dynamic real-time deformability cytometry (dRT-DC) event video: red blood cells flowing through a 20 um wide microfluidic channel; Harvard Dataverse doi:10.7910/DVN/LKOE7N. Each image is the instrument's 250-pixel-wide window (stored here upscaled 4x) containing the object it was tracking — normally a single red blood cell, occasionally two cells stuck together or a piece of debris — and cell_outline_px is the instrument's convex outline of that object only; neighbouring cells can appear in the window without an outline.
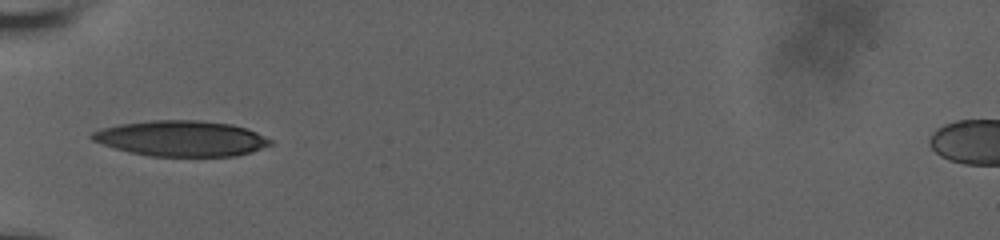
{"species": "human", "species_latin": "Homo sapiens", "temperature_condition": "room temperature", "stored_images_in_passage": 13, "camera_frame_rate_fps": 3000, "um_per_image_px": 0.085, "donor": {"sex": "male"}, "frame": {"image": 1, "passage_image": 1, "time_ms": 0.0, "image_size_px": [1000, 240], "cell_outline_px": [[272, 144], [252, 152], [236, 156], [152, 156], [128, 152], [92, 140], [88, 136], [92, 132], [100, 128], [120, 124], [152, 120], [200, 120], [232, 124], [256, 132], [272, 140]], "centroid_in_image_um": [15.4, 11.76], "position_along_channel_um": 69.6, "area_um2": 36.99}}
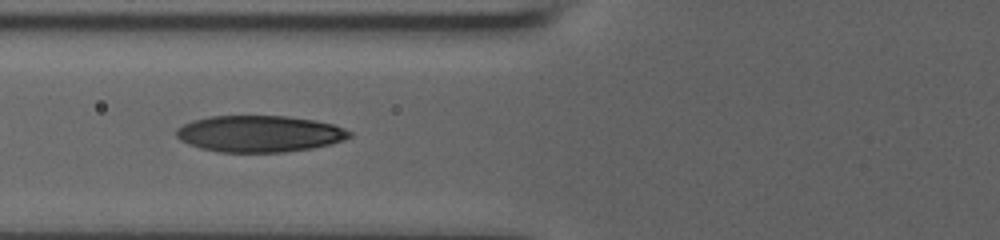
{"frame": {"image": 2, "passage_image": 4, "time_ms": 1.0, "image_size_px": [1000, 240], "cell_outline_px": [[352, 136], [344, 140], [332, 144], [312, 148], [284, 152], [220, 152], [200, 148], [188, 144], [180, 140], [176, 136], [176, 128], [192, 120], [212, 116], [288, 116], [316, 120], [332, 124], [352, 132]], "centroid_in_image_um": [22.06, 11.37], "position_along_channel_um": 103.7, "area_um2": 36.99}}